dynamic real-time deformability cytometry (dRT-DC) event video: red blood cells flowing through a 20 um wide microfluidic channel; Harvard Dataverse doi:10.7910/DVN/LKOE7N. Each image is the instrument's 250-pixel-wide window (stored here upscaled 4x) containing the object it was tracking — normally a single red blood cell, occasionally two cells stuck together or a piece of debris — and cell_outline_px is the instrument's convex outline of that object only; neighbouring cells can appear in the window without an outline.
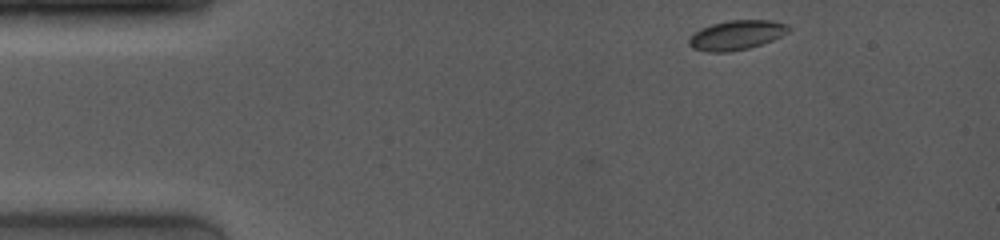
{"species": "common noctule bat (a hibernating species)", "species_latin": "Nyctalus noctula", "temperature_condition": "room temperature", "stored_images_in_passage": 8, "camera_frame_rate_fps": 4000, "um_per_image_px": 0.085, "animal": {"sex": "female", "body_mass_g": 19.0, "forearm_length_mm": 53.3}, "frame": {"image": 1, "passage_image": 1, "time_ms": 0.0, "image_size_px": [1000, 240], "cell_outline_px": [[792, 28], [788, 32], [772, 40], [748, 48], [728, 52], [708, 52], [692, 48], [688, 44], [688, 40], [700, 28], [712, 24], [728, 20], [772, 20], [788, 24]], "centroid_in_image_um": [62.61, 2.97], "position_along_channel_um": 22.4, "area_um2": 17.11}}
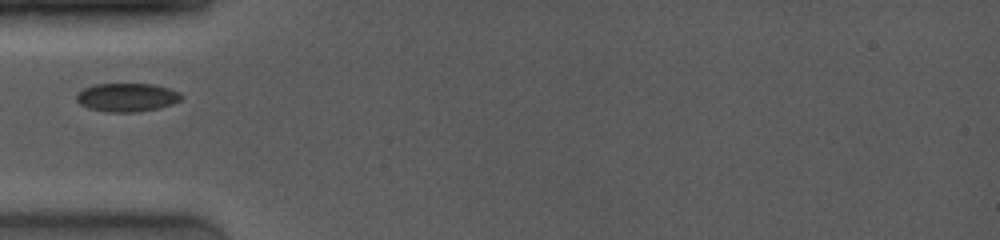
{"frame": {"image": 2, "passage_image": 5, "time_ms": 3.25, "image_size_px": [1000, 240], "cell_outline_px": [[184, 96], [180, 100], [172, 104], [156, 108], [136, 112], [108, 112], [88, 108], [80, 104], [76, 100], [76, 96], [84, 88], [96, 84], [152, 84], [168, 88], [180, 92]], "centroid_in_image_um": [10.8, 8.27], "position_along_channel_um": 74.2, "area_um2": 17.28}}